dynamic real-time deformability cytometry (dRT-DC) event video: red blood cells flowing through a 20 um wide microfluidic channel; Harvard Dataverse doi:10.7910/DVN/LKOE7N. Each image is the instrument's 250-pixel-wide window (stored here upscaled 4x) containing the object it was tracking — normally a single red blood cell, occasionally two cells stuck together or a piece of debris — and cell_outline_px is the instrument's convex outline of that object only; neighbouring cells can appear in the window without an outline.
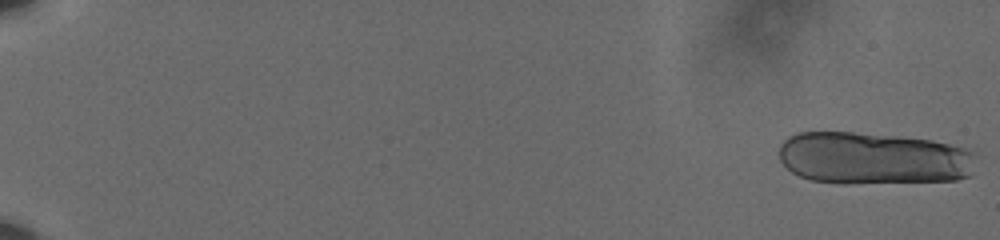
{"species": "human", "species_latin": "Homo sapiens", "temperature_condition": "cold", "stored_images_in_passage": 9, "camera_frame_rate_fps": 3000, "um_per_image_px": 0.085, "donor": {"sex": "male"}, "frame": {"image": 1, "passage_image": 1, "time_ms": 0.0, "image_size_px": [1000, 240], "cell_outline_px": [[976, 156], [968, 176], [956, 180], [844, 184], [812, 180], [800, 176], [792, 172], [780, 160], [780, 144], [788, 136], [796, 132], [852, 132], [900, 136], [932, 140], [964, 148], [976, 152]], "centroid_in_image_um": [74.21, 13.45], "position_along_channel_um": 10.8, "area_um2": 60.34}}
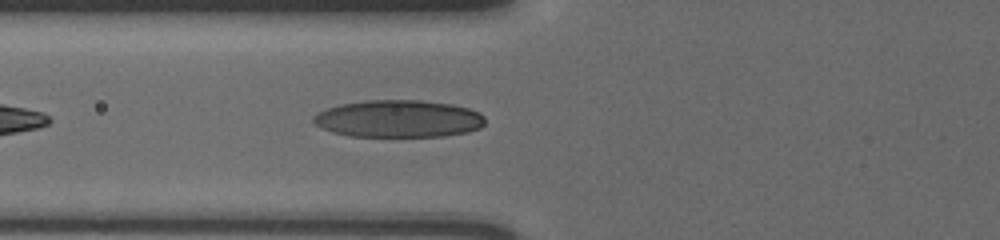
{"frame": {"image": 2, "passage_image": 9, "time_ms": 2.667, "image_size_px": [1000, 240], "cell_outline_px": [[484, 124], [480, 128], [468, 132], [444, 136], [348, 136], [332, 132], [316, 124], [312, 120], [312, 116], [328, 108], [340, 104], [368, 100], [420, 100], [452, 104], [468, 108], [480, 112], [484, 116]], "centroid_in_image_um": [33.9, 10.09], "position_along_channel_um": 91.9, "area_um2": 37.28}}